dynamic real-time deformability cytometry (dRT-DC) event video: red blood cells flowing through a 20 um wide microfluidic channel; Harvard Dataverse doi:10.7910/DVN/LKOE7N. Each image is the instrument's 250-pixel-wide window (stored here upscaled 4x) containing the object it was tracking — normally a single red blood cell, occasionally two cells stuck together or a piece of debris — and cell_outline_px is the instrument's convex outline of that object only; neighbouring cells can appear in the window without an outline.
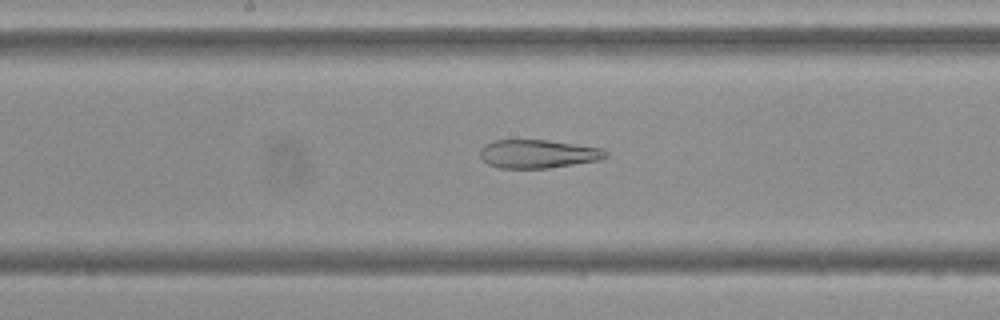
{"species": "Egyptian fruit bat (a non-hibernating species)", "species_latin": "Rousettus aegyptiacus", "temperature_condition": "cold", "stored_images_in_passage": 39, "camera_frame_rate_fps": 3000, "um_per_image_px": 0.085, "frame": {"image": 1, "passage_image": 13, "time_ms": 4.0, "image_size_px": [1000, 320], "cell_outline_px": [[608, 156], [600, 160], [548, 168], [500, 168], [488, 164], [480, 156], [480, 148], [484, 144], [492, 140], [548, 140], [604, 148], [608, 152]], "centroid_in_image_um": [45.74, 13.07], "position_along_channel_um": 202.5, "area_um2": 20.98}}
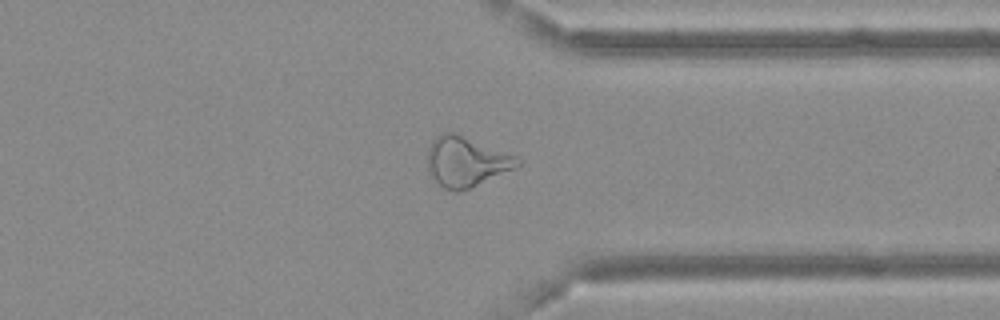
{"frame": {"image": 2, "passage_image": 27, "time_ms": 8.667, "image_size_px": [1000, 320], "cell_outline_px": [[520, 164], [516, 168], [468, 188], [456, 192], [444, 188], [432, 176], [428, 168], [428, 148], [432, 140], [440, 132], [452, 132], [516, 156], [520, 160]], "centroid_in_image_um": [39.6, 13.73], "position_along_channel_um": 371.8, "area_um2": 25.61}}
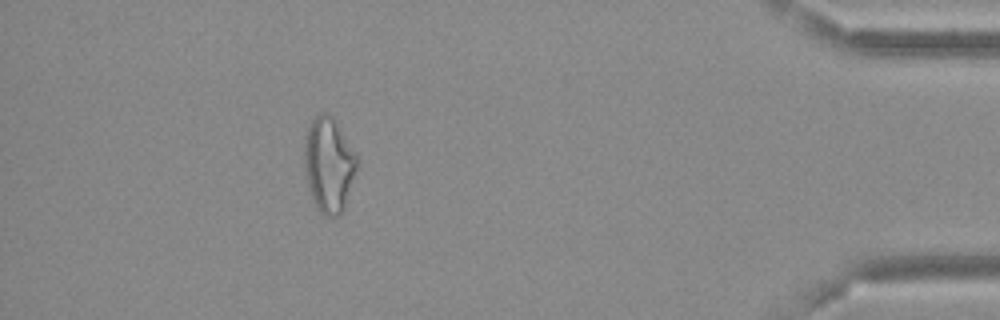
{"frame": {"image": 3, "passage_image": 34, "time_ms": 11.0, "image_size_px": [1000, 320], "cell_outline_px": [[356, 172], [344, 208], [340, 216], [328, 216], [320, 212], [316, 208], [312, 200], [304, 168], [304, 136], [312, 120], [320, 112], [328, 112], [332, 116], [356, 152]], "centroid_in_image_um": [27.93, 13.99], "position_along_channel_um": 407.3, "area_um2": 29.19}, "authors_computed_cell_mechanics": {"area_um2": 24.4494, "velocity_mm_per_s": 3.6735, "shape_relaxation_time_tau1_ms": null, "shape_relaxation_time_tau2_ms": 3.9713, "deformation_change_tau1": null, "deformation_change_tau2": 0.148}}